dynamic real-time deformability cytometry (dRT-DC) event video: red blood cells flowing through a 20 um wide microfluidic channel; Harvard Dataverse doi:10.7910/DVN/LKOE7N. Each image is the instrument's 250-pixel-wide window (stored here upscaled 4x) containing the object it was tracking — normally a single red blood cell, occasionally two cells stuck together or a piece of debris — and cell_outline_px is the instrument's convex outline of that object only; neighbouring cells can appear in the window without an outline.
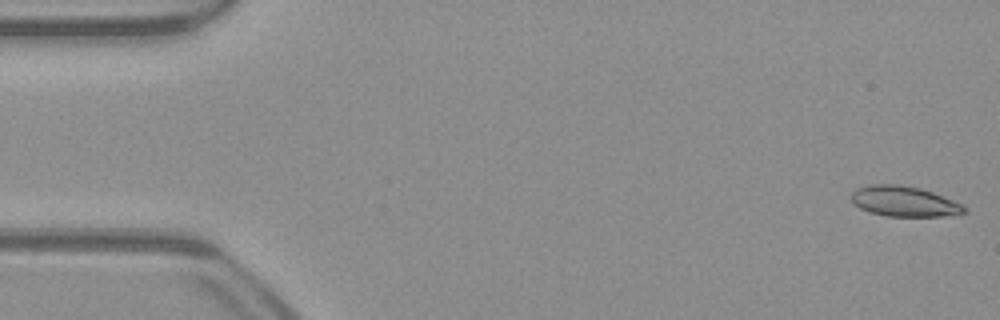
{"species": "common noctule bat (a hibernating species)", "species_latin": "Nyctalus noctula", "temperature_condition": "warm", "stored_images_in_passage": 52, "camera_frame_rate_fps": 3000, "um_per_image_px": 0.085, "animal": {"sex": "male", "body_mass_g": 23.1, "forearm_length_mm": 52.7}, "frame": {"image": 1, "passage_image": 1, "time_ms": 0.0, "image_size_px": [1000, 320], "cell_outline_px": [[968, 212], [944, 216], [884, 216], [868, 212], [852, 204], [848, 200], [852, 192], [856, 188], [872, 184], [900, 184], [920, 188], [932, 192], [952, 200], [968, 208]], "centroid_in_image_um": [76.78, 17.12], "position_along_channel_um": 8.2, "area_um2": 20.23}}
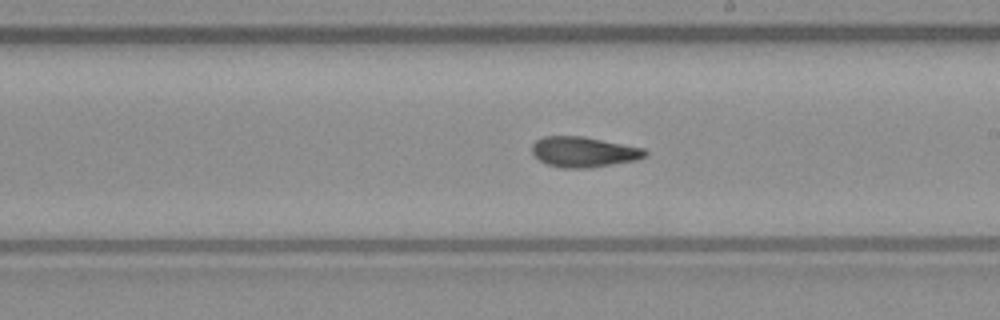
{"frame": {"image": 2, "passage_image": 29, "time_ms": 9.333, "image_size_px": [1000, 320], "cell_outline_px": [[648, 156], [636, 160], [592, 168], [560, 168], [548, 164], [540, 160], [532, 152], [532, 144], [536, 140], [544, 136], [584, 136], [644, 148], [648, 152]], "centroid_in_image_um": [49.64, 12.91], "position_along_channel_um": 239.4, "area_um2": 20.17}}
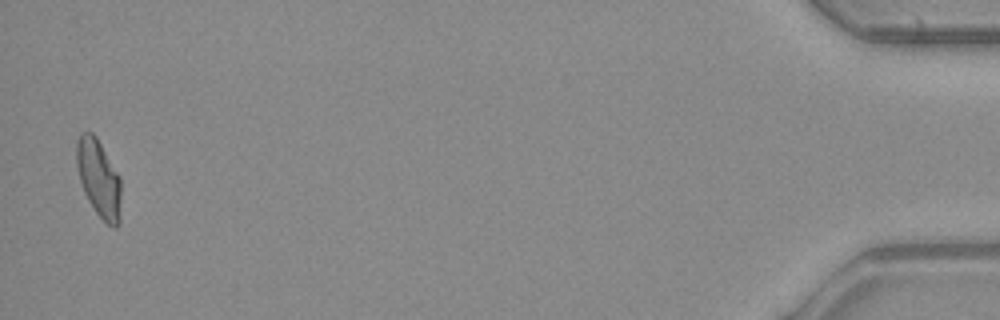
{"frame": {"image": 3, "passage_image": 51, "time_ms": 16.667, "image_size_px": [1000, 320], "cell_outline_px": [[120, 224], [116, 228], [112, 228], [96, 212], [88, 200], [84, 192], [80, 180], [76, 164], [76, 144], [80, 132], [92, 132], [96, 136], [120, 176]], "centroid_in_image_um": [8.39, 15.15], "position_along_channel_um": 426.8, "area_um2": 20.11}, "authors_computed_cell_mechanics": {"area_um2": 20.0277, "velocity_mm_per_s": 3.9311, "shape_relaxation_time_tau1_ms": null, "shape_relaxation_time_tau2_ms": 3.2628, "deformation_change_tau1": null, "deformation_change_tau2": 0.0929}}